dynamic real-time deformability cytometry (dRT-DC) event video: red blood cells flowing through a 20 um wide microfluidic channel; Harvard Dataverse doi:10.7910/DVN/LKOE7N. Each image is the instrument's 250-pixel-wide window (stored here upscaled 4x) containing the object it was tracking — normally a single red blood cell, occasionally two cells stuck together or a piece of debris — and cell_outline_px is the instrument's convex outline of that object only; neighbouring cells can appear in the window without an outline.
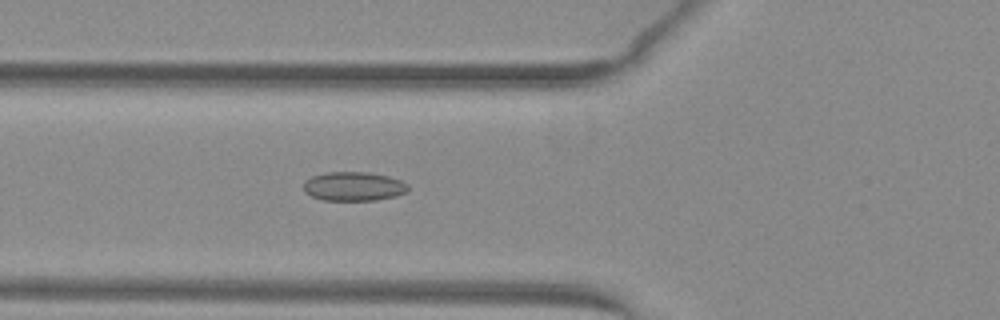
{"species": "common noctule bat (a hibernating species)", "species_latin": "Nyctalus noctula", "temperature_condition": "warm", "stored_images_in_passage": 39, "camera_frame_rate_fps": 3000, "um_per_image_px": 0.085, "animal": {"sex": "female", "body_mass_g": 29.2, "forearm_length_mm": 56.3}, "frame": {"image": 1, "passage_image": 7, "time_ms": 2.0, "image_size_px": [1000, 320], "cell_outline_px": [[408, 192], [396, 196], [376, 200], [324, 200], [312, 196], [304, 192], [304, 180], [312, 176], [324, 172], [368, 172], [388, 176], [400, 180], [408, 184]], "centroid_in_image_um": [30.06, 15.83], "position_along_channel_um": 95.7, "area_um2": 17.8}}
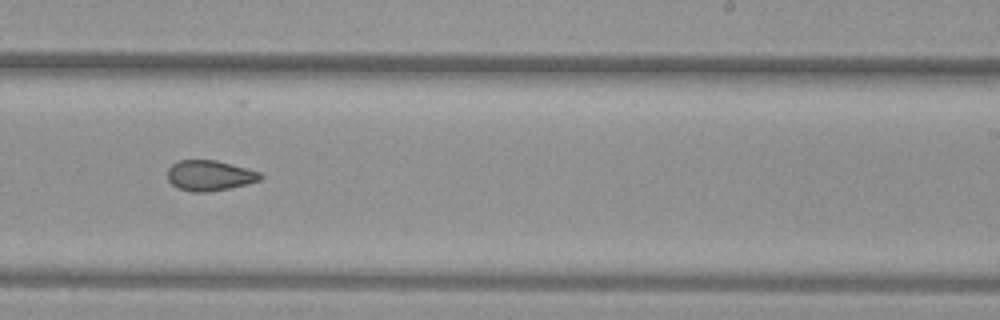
{"frame": {"image": 2, "passage_image": 20, "time_ms": 6.333, "image_size_px": [1000, 320], "cell_outline_px": [[264, 176], [260, 180], [248, 184], [208, 192], [192, 192], [176, 188], [168, 180], [168, 168], [176, 160], [216, 160], [260, 172]], "centroid_in_image_um": [17.8, 14.92], "position_along_channel_um": 271.2, "area_um2": 16.53}}
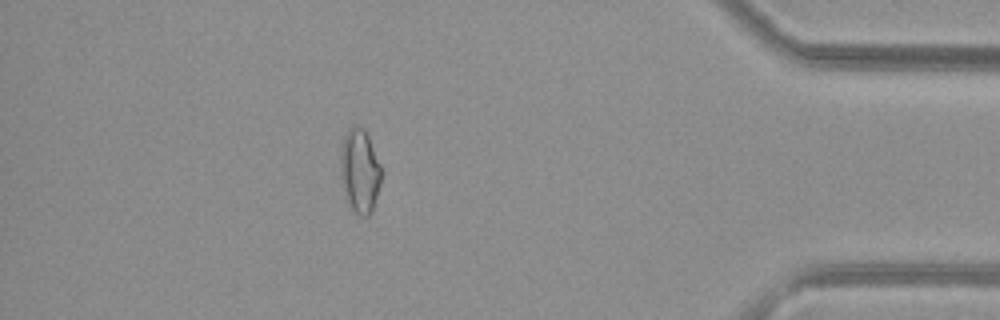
{"frame": {"image": 3, "passage_image": 33, "time_ms": 10.667, "image_size_px": [1000, 320], "cell_outline_px": [[384, 172], [372, 212], [368, 216], [360, 216], [352, 212], [344, 196], [340, 176], [340, 152], [344, 136], [348, 128], [352, 124], [356, 124], [364, 128], [368, 136]], "centroid_in_image_um": [30.58, 14.54], "position_along_channel_um": 404.6, "area_um2": 20.75}, "authors_computed_cell_mechanics": {"area_um2": 17.5134, "velocity_mm_per_s": 4.0514, "shape_relaxation_time_tau1_ms": null, "shape_relaxation_time_tau2_ms": 2.0487, "deformation_change_tau1": null, "deformation_change_tau2": 0.0589}}